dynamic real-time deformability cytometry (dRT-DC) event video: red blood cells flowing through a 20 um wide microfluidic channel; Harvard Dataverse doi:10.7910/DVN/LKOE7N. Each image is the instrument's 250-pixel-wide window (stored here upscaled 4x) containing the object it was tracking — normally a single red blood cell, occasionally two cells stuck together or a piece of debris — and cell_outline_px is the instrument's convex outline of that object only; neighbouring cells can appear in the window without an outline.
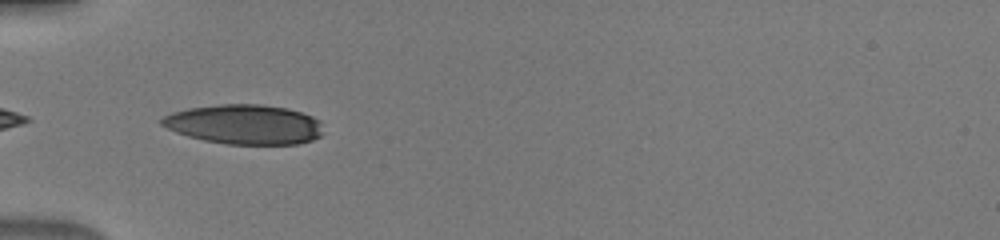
{"species": "human", "species_latin": "Homo sapiens", "temperature_condition": "warm", "stored_images_in_passage": 7, "camera_frame_rate_fps": 3000, "um_per_image_px": 0.085, "donor": {"sex": "male"}, "frame": {"image": 1, "passage_image": 1, "time_ms": 0.0, "image_size_px": [1000, 240], "cell_outline_px": [[324, 132], [320, 136], [312, 140], [300, 144], [224, 144], [204, 140], [188, 136], [176, 132], [160, 124], [160, 120], [164, 116], [172, 112], [188, 108], [220, 104], [260, 104], [288, 108], [312, 116], [320, 120]], "centroid_in_image_um": [20.8, 10.57], "position_along_channel_um": 64.2, "area_um2": 37.51}}